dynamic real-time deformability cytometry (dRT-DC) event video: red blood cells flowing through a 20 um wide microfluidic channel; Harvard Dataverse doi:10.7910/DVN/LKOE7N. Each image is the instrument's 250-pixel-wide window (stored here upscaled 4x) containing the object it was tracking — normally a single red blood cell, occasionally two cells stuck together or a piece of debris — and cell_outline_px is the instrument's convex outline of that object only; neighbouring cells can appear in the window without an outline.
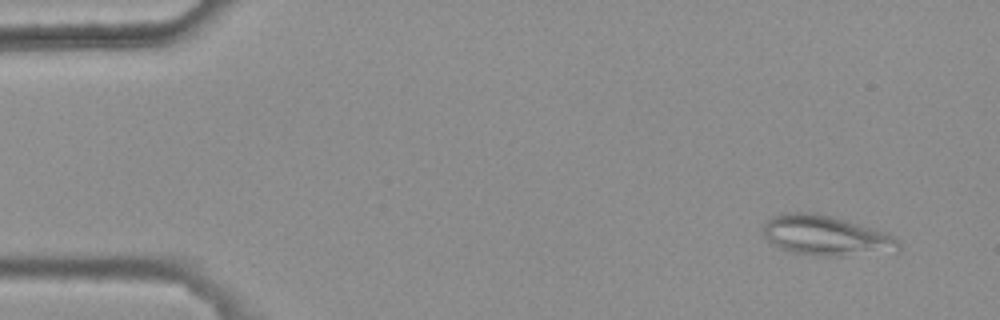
{"species": "common noctule bat (a hibernating species)", "species_latin": "Nyctalus noctula", "temperature_condition": "warm", "stored_images_in_passage": 4, "camera_frame_rate_fps": 3000, "um_per_image_px": 0.085, "animal": {"sex": "female", "body_mass_g": 25.1}, "frame": {"image": 1, "passage_image": 1, "time_ms": 0.0, "image_size_px": [1000, 320], "cell_outline_px": [[900, 248], [896, 252], [840, 256], [816, 256], [792, 252], [780, 248], [768, 240], [764, 236], [764, 224], [772, 216], [784, 212], [816, 212], [888, 232], [900, 240]], "centroid_in_image_um": [70.26, 20.03], "position_along_channel_um": 14.7, "area_um2": 31.91}}